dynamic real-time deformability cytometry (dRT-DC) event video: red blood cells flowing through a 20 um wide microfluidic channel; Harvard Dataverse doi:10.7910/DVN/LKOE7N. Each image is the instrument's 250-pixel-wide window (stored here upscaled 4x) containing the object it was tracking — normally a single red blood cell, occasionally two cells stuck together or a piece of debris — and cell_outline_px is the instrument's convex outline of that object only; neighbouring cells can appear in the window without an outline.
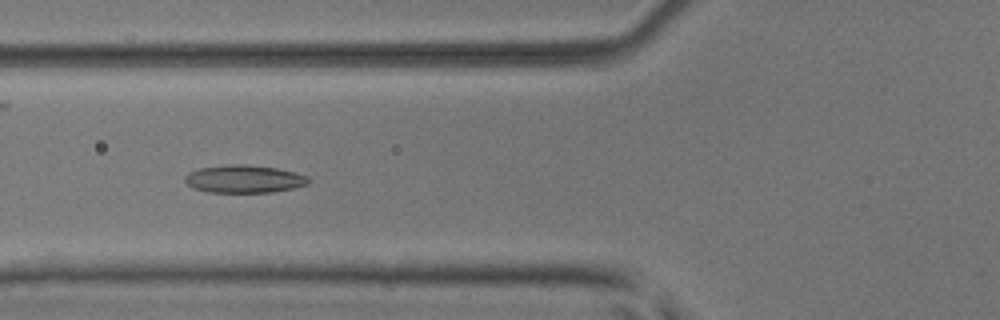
{"species": "common noctule bat (a hibernating species)", "species_latin": "Nyctalus noctula", "temperature_condition": "room temperature", "stored_images_in_passage": 52, "camera_frame_rate_fps": 3000, "um_per_image_px": 0.085, "animal": {"sex": "male", "body_mass_g": 17.9, "forearm_length_mm": 54.2}, "frame": {"image": 1, "passage_image": 21, "time_ms": 6.667, "image_size_px": [1000, 320], "cell_outline_px": [[312, 180], [308, 184], [292, 188], [272, 192], [208, 192], [192, 188], [184, 180], [184, 176], [188, 172], [200, 168], [224, 164], [244, 164], [276, 168], [296, 172], [308, 176]], "centroid_in_image_um": [20.74, 15.2], "position_along_channel_um": 105.1, "area_um2": 20.17}}
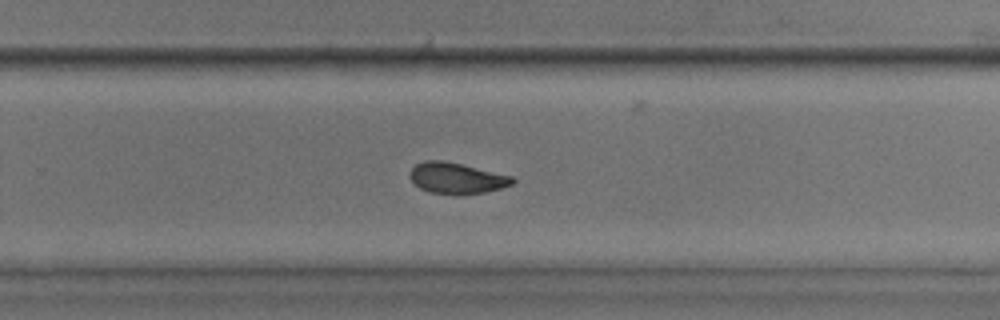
{"frame": {"image": 2, "passage_image": 35, "time_ms": 11.333, "image_size_px": [1000, 320], "cell_outline_px": [[516, 180], [512, 184], [500, 188], [484, 192], [452, 196], [432, 192], [420, 188], [412, 180], [412, 168], [416, 164], [424, 160], [440, 160], [460, 164], [512, 176]], "centroid_in_image_um": [38.83, 15.16], "position_along_channel_um": 291.0, "area_um2": 18.26}}
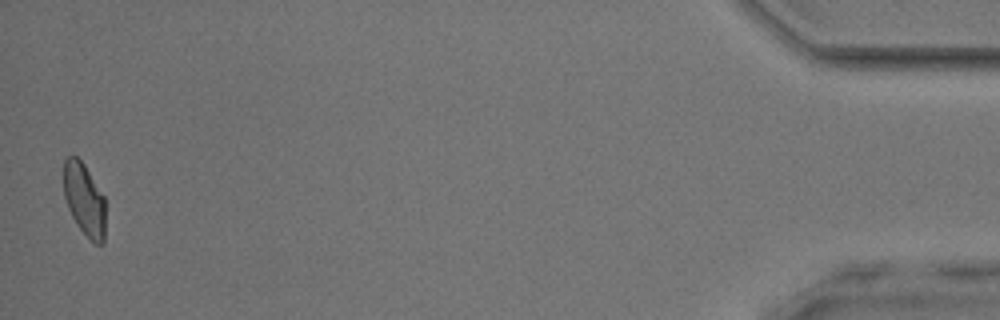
{"frame": {"image": 3, "passage_image": 52, "time_ms": 17.0, "image_size_px": [1000, 320], "cell_outline_px": [[104, 244], [96, 244], [76, 224], [68, 208], [64, 196], [64, 160], [68, 156], [76, 156], [84, 164], [104, 196]], "centroid_in_image_um": [7.16, 16.94], "position_along_channel_um": 428.0, "area_um2": 17.4}, "authors_computed_cell_mechanics": {"area_um2": 19.074, "velocity_mm_per_s": 3.9992, "shape_relaxation_time_tau1_ms": 8.968, "shape_relaxation_time_tau2_ms": 2.225, "deformation_change_tau1": 0.2095, "deformation_change_tau2": 0.0741}}